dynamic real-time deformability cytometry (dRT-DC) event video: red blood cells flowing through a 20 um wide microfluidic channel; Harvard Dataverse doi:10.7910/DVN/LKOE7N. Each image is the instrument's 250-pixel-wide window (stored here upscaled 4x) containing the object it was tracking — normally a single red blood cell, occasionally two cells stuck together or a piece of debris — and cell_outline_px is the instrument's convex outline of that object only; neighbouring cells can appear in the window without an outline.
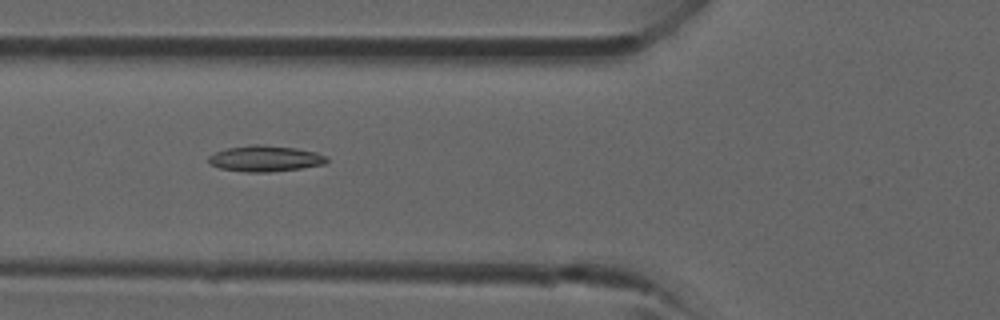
{"species": "common noctule bat (a hibernating species)", "species_latin": "Nyctalus noctula", "temperature_condition": "room temperature", "stored_images_in_passage": 22, "camera_frame_rate_fps": 3000, "um_per_image_px": 0.085, "animal": {"sex": "male", "forearm_length_mm": 52.5}, "frame": {"image": 1, "passage_image": 4, "time_ms": 1.0, "image_size_px": [1000, 320], "cell_outline_px": [[328, 160], [324, 164], [300, 168], [268, 172], [244, 172], [220, 168], [208, 164], [208, 156], [216, 152], [228, 148], [252, 144], [260, 144], [296, 148], [316, 152], [324, 156]], "centroid_in_image_um": [22.5, 13.47], "position_along_channel_um": 103.3, "area_um2": 17.8}}
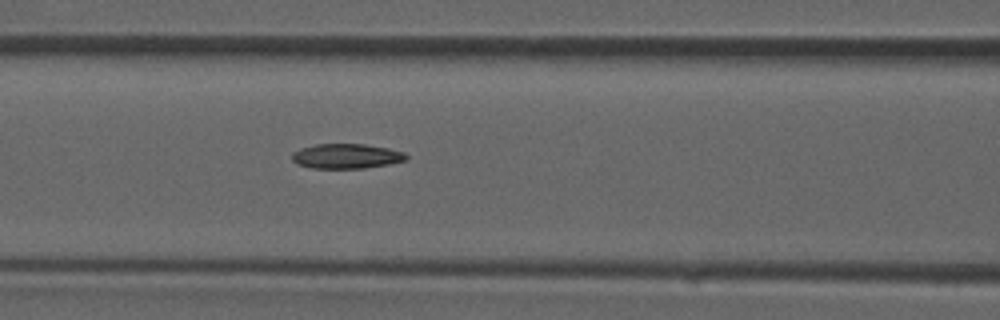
{"frame": {"image": 2, "passage_image": 6, "time_ms": 1.667, "image_size_px": [1000, 320], "cell_outline_px": [[408, 160], [388, 164], [364, 168], [312, 168], [296, 164], [292, 160], [292, 152], [300, 148], [316, 144], [364, 144], [388, 148], [404, 152], [408, 156]], "centroid_in_image_um": [29.43, 13.27], "position_along_channel_um": 137.2, "area_um2": 16.59}}
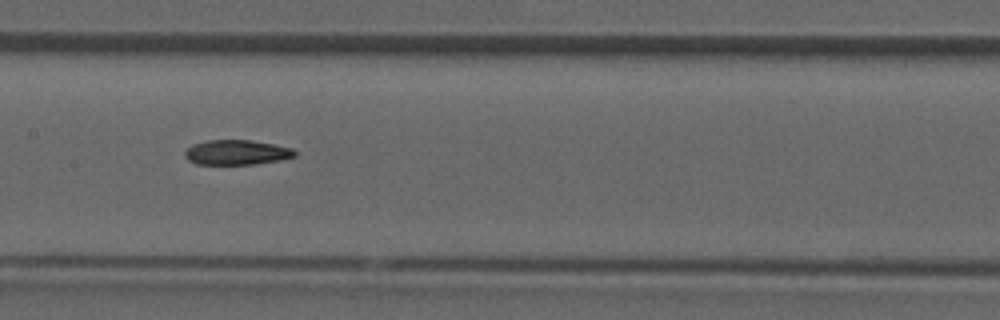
{"frame": {"image": 3, "passage_image": 9, "time_ms": 2.667, "image_size_px": [1000, 320], "cell_outline_px": [[296, 156], [280, 160], [252, 164], [196, 164], [188, 160], [184, 156], [184, 152], [192, 144], [208, 140], [252, 140], [292, 148], [296, 152]], "centroid_in_image_um": [20.09, 12.95], "position_along_channel_um": 187.3, "area_um2": 15.9}}